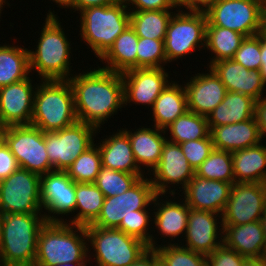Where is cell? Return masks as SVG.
Masks as SVG:
<instances>
[{
  "instance_id": "6da1fadb",
  "label": "cell",
  "mask_w": 266,
  "mask_h": 266,
  "mask_svg": "<svg viewBox=\"0 0 266 266\" xmlns=\"http://www.w3.org/2000/svg\"><path fill=\"white\" fill-rule=\"evenodd\" d=\"M86 72V73H85ZM72 75L77 120L100 129L105 121L124 107L122 73L100 68ZM103 123V124H102Z\"/></svg>"
},
{
  "instance_id": "7a4b0ae2",
  "label": "cell",
  "mask_w": 266,
  "mask_h": 266,
  "mask_svg": "<svg viewBox=\"0 0 266 266\" xmlns=\"http://www.w3.org/2000/svg\"><path fill=\"white\" fill-rule=\"evenodd\" d=\"M86 239L85 226L68 222H46L38 236L34 266L90 263L92 256L88 255L90 247Z\"/></svg>"
},
{
  "instance_id": "3957f363",
  "label": "cell",
  "mask_w": 266,
  "mask_h": 266,
  "mask_svg": "<svg viewBox=\"0 0 266 266\" xmlns=\"http://www.w3.org/2000/svg\"><path fill=\"white\" fill-rule=\"evenodd\" d=\"M56 16L48 10L35 51L28 50L30 72L35 69L41 80H69L73 75L70 74L71 41Z\"/></svg>"
},
{
  "instance_id": "277c9868",
  "label": "cell",
  "mask_w": 266,
  "mask_h": 266,
  "mask_svg": "<svg viewBox=\"0 0 266 266\" xmlns=\"http://www.w3.org/2000/svg\"><path fill=\"white\" fill-rule=\"evenodd\" d=\"M44 214L5 213L0 229V266H34Z\"/></svg>"
},
{
  "instance_id": "5b68a950",
  "label": "cell",
  "mask_w": 266,
  "mask_h": 266,
  "mask_svg": "<svg viewBox=\"0 0 266 266\" xmlns=\"http://www.w3.org/2000/svg\"><path fill=\"white\" fill-rule=\"evenodd\" d=\"M34 95L31 125L55 132L75 124L74 92L69 80H41Z\"/></svg>"
},
{
  "instance_id": "8992f818",
  "label": "cell",
  "mask_w": 266,
  "mask_h": 266,
  "mask_svg": "<svg viewBox=\"0 0 266 266\" xmlns=\"http://www.w3.org/2000/svg\"><path fill=\"white\" fill-rule=\"evenodd\" d=\"M124 0L113 5L89 7L80 16V35L96 57L100 58L115 39L130 25V11Z\"/></svg>"
},
{
  "instance_id": "52a82bcc",
  "label": "cell",
  "mask_w": 266,
  "mask_h": 266,
  "mask_svg": "<svg viewBox=\"0 0 266 266\" xmlns=\"http://www.w3.org/2000/svg\"><path fill=\"white\" fill-rule=\"evenodd\" d=\"M85 228L97 266H130L149 249L143 241L117 228Z\"/></svg>"
},
{
  "instance_id": "ba28073f",
  "label": "cell",
  "mask_w": 266,
  "mask_h": 266,
  "mask_svg": "<svg viewBox=\"0 0 266 266\" xmlns=\"http://www.w3.org/2000/svg\"><path fill=\"white\" fill-rule=\"evenodd\" d=\"M205 14L207 26L228 28L251 37L263 31L266 0H218Z\"/></svg>"
},
{
  "instance_id": "9c48e42d",
  "label": "cell",
  "mask_w": 266,
  "mask_h": 266,
  "mask_svg": "<svg viewBox=\"0 0 266 266\" xmlns=\"http://www.w3.org/2000/svg\"><path fill=\"white\" fill-rule=\"evenodd\" d=\"M176 12L169 20L166 37L164 39V50L167 63L176 61L191 52L205 50L207 18L205 12L180 11Z\"/></svg>"
},
{
  "instance_id": "30bf717a",
  "label": "cell",
  "mask_w": 266,
  "mask_h": 266,
  "mask_svg": "<svg viewBox=\"0 0 266 266\" xmlns=\"http://www.w3.org/2000/svg\"><path fill=\"white\" fill-rule=\"evenodd\" d=\"M100 130L77 121L75 124L55 132H44L45 146L54 171H66L74 161L94 144Z\"/></svg>"
},
{
  "instance_id": "8fae6325",
  "label": "cell",
  "mask_w": 266,
  "mask_h": 266,
  "mask_svg": "<svg viewBox=\"0 0 266 266\" xmlns=\"http://www.w3.org/2000/svg\"><path fill=\"white\" fill-rule=\"evenodd\" d=\"M5 144L15 156L20 168L39 176L54 171L41 129L31 124L7 126Z\"/></svg>"
},
{
  "instance_id": "7c38bea8",
  "label": "cell",
  "mask_w": 266,
  "mask_h": 266,
  "mask_svg": "<svg viewBox=\"0 0 266 266\" xmlns=\"http://www.w3.org/2000/svg\"><path fill=\"white\" fill-rule=\"evenodd\" d=\"M41 176L18 168L0 181V208L2 212L41 214Z\"/></svg>"
},
{
  "instance_id": "4fadbf2b",
  "label": "cell",
  "mask_w": 266,
  "mask_h": 266,
  "mask_svg": "<svg viewBox=\"0 0 266 266\" xmlns=\"http://www.w3.org/2000/svg\"><path fill=\"white\" fill-rule=\"evenodd\" d=\"M156 191L150 178L141 177L133 186L120 195L106 197L98 218L91 224L102 228H118L121 221L137 210H146L152 205Z\"/></svg>"
},
{
  "instance_id": "5bb4252c",
  "label": "cell",
  "mask_w": 266,
  "mask_h": 266,
  "mask_svg": "<svg viewBox=\"0 0 266 266\" xmlns=\"http://www.w3.org/2000/svg\"><path fill=\"white\" fill-rule=\"evenodd\" d=\"M266 204V183H234L222 213V225L260 221Z\"/></svg>"
},
{
  "instance_id": "9a60e30c",
  "label": "cell",
  "mask_w": 266,
  "mask_h": 266,
  "mask_svg": "<svg viewBox=\"0 0 266 266\" xmlns=\"http://www.w3.org/2000/svg\"><path fill=\"white\" fill-rule=\"evenodd\" d=\"M154 178H150L157 194L165 196L168 190L169 194L175 199V191L170 189L169 185L180 184L182 190L188 185L194 177L195 171L190 166L188 159L184 156L181 146L169 141L168 137L162 147L161 159L158 165L153 169ZM169 184V185H168ZM169 188V189H168Z\"/></svg>"
},
{
  "instance_id": "2e32d148",
  "label": "cell",
  "mask_w": 266,
  "mask_h": 266,
  "mask_svg": "<svg viewBox=\"0 0 266 266\" xmlns=\"http://www.w3.org/2000/svg\"><path fill=\"white\" fill-rule=\"evenodd\" d=\"M40 191L42 210L44 208L48 212H44L47 222H66L62 217L58 218V215L67 216L75 212V182L65 171H52L42 175Z\"/></svg>"
},
{
  "instance_id": "e0dca14e",
  "label": "cell",
  "mask_w": 266,
  "mask_h": 266,
  "mask_svg": "<svg viewBox=\"0 0 266 266\" xmlns=\"http://www.w3.org/2000/svg\"><path fill=\"white\" fill-rule=\"evenodd\" d=\"M164 68H135L122 73L124 106L135 103L153 106L155 100L170 83Z\"/></svg>"
},
{
  "instance_id": "ac0fdd59",
  "label": "cell",
  "mask_w": 266,
  "mask_h": 266,
  "mask_svg": "<svg viewBox=\"0 0 266 266\" xmlns=\"http://www.w3.org/2000/svg\"><path fill=\"white\" fill-rule=\"evenodd\" d=\"M218 218H221L220 223L218 222ZM217 224H219V226ZM222 224V215L211 211L195 210L190 208L187 229L185 236H183L185 237L183 240L186 239V244L184 245L183 242L182 246L206 256L211 254L215 249L223 244Z\"/></svg>"
},
{
  "instance_id": "d6986e66",
  "label": "cell",
  "mask_w": 266,
  "mask_h": 266,
  "mask_svg": "<svg viewBox=\"0 0 266 266\" xmlns=\"http://www.w3.org/2000/svg\"><path fill=\"white\" fill-rule=\"evenodd\" d=\"M30 77L0 87V125H30L37 85ZM34 87V88H33Z\"/></svg>"
},
{
  "instance_id": "ffe728a7",
  "label": "cell",
  "mask_w": 266,
  "mask_h": 266,
  "mask_svg": "<svg viewBox=\"0 0 266 266\" xmlns=\"http://www.w3.org/2000/svg\"><path fill=\"white\" fill-rule=\"evenodd\" d=\"M232 184L206 179L196 173L183 189V200L189 208L222 215L230 196Z\"/></svg>"
},
{
  "instance_id": "44dd1931",
  "label": "cell",
  "mask_w": 266,
  "mask_h": 266,
  "mask_svg": "<svg viewBox=\"0 0 266 266\" xmlns=\"http://www.w3.org/2000/svg\"><path fill=\"white\" fill-rule=\"evenodd\" d=\"M189 81L184 84L188 111L207 116L226 95V87L210 67L208 73H197Z\"/></svg>"
},
{
  "instance_id": "7402d4cb",
  "label": "cell",
  "mask_w": 266,
  "mask_h": 266,
  "mask_svg": "<svg viewBox=\"0 0 266 266\" xmlns=\"http://www.w3.org/2000/svg\"><path fill=\"white\" fill-rule=\"evenodd\" d=\"M210 68L220 78L227 91L251 96L256 101L263 98L266 84L260 70H248L233 59L219 60Z\"/></svg>"
},
{
  "instance_id": "603a6c76",
  "label": "cell",
  "mask_w": 266,
  "mask_h": 266,
  "mask_svg": "<svg viewBox=\"0 0 266 266\" xmlns=\"http://www.w3.org/2000/svg\"><path fill=\"white\" fill-rule=\"evenodd\" d=\"M215 149L234 152L263 141L256 117L243 122L215 126L210 131Z\"/></svg>"
},
{
  "instance_id": "cb8c5ba5",
  "label": "cell",
  "mask_w": 266,
  "mask_h": 266,
  "mask_svg": "<svg viewBox=\"0 0 266 266\" xmlns=\"http://www.w3.org/2000/svg\"><path fill=\"white\" fill-rule=\"evenodd\" d=\"M223 244L246 258L266 257V244L260 221L223 225Z\"/></svg>"
},
{
  "instance_id": "d4e9b609",
  "label": "cell",
  "mask_w": 266,
  "mask_h": 266,
  "mask_svg": "<svg viewBox=\"0 0 266 266\" xmlns=\"http://www.w3.org/2000/svg\"><path fill=\"white\" fill-rule=\"evenodd\" d=\"M101 142L98 148L103 167L130 174H144L135 161L130 139L122 129Z\"/></svg>"
},
{
  "instance_id": "484cf974",
  "label": "cell",
  "mask_w": 266,
  "mask_h": 266,
  "mask_svg": "<svg viewBox=\"0 0 266 266\" xmlns=\"http://www.w3.org/2000/svg\"><path fill=\"white\" fill-rule=\"evenodd\" d=\"M122 129L129 137L135 161L142 170L144 166L150 172L158 165L161 159L162 147L167 139L165 130L154 126L153 129L142 127L132 133L131 130ZM131 131V132H130ZM163 133V135H162ZM150 167V168H149Z\"/></svg>"
},
{
  "instance_id": "4316f807",
  "label": "cell",
  "mask_w": 266,
  "mask_h": 266,
  "mask_svg": "<svg viewBox=\"0 0 266 266\" xmlns=\"http://www.w3.org/2000/svg\"><path fill=\"white\" fill-rule=\"evenodd\" d=\"M162 194H156L153 205L156 207L153 212L154 216L152 219L154 226L157 228V232L163 235V237H170L173 240L179 238V236H185L188 222L189 206L185 201H160ZM184 202V203H183ZM183 234V235H181Z\"/></svg>"
},
{
  "instance_id": "83f0119b",
  "label": "cell",
  "mask_w": 266,
  "mask_h": 266,
  "mask_svg": "<svg viewBox=\"0 0 266 266\" xmlns=\"http://www.w3.org/2000/svg\"><path fill=\"white\" fill-rule=\"evenodd\" d=\"M255 104L256 100L251 96L227 91L223 101L206 116L210 130L255 117Z\"/></svg>"
},
{
  "instance_id": "f1b7e54d",
  "label": "cell",
  "mask_w": 266,
  "mask_h": 266,
  "mask_svg": "<svg viewBox=\"0 0 266 266\" xmlns=\"http://www.w3.org/2000/svg\"><path fill=\"white\" fill-rule=\"evenodd\" d=\"M236 183H266V144L232 152Z\"/></svg>"
},
{
  "instance_id": "f546056e",
  "label": "cell",
  "mask_w": 266,
  "mask_h": 266,
  "mask_svg": "<svg viewBox=\"0 0 266 266\" xmlns=\"http://www.w3.org/2000/svg\"><path fill=\"white\" fill-rule=\"evenodd\" d=\"M154 126L165 129L188 111L184 85L171 81L155 100L152 110Z\"/></svg>"
},
{
  "instance_id": "4dcf8cb0",
  "label": "cell",
  "mask_w": 266,
  "mask_h": 266,
  "mask_svg": "<svg viewBox=\"0 0 266 266\" xmlns=\"http://www.w3.org/2000/svg\"><path fill=\"white\" fill-rule=\"evenodd\" d=\"M139 37L129 25L114 41V44L100 58L106 64L102 69L123 73L137 68V45ZM107 62V63H106Z\"/></svg>"
},
{
  "instance_id": "1f68e13d",
  "label": "cell",
  "mask_w": 266,
  "mask_h": 266,
  "mask_svg": "<svg viewBox=\"0 0 266 266\" xmlns=\"http://www.w3.org/2000/svg\"><path fill=\"white\" fill-rule=\"evenodd\" d=\"M29 76L28 49L0 44V87L20 82Z\"/></svg>"
},
{
  "instance_id": "d6a6232c",
  "label": "cell",
  "mask_w": 266,
  "mask_h": 266,
  "mask_svg": "<svg viewBox=\"0 0 266 266\" xmlns=\"http://www.w3.org/2000/svg\"><path fill=\"white\" fill-rule=\"evenodd\" d=\"M75 212L70 224L91 225L99 216L105 196L94 183H75Z\"/></svg>"
},
{
  "instance_id": "836d02e7",
  "label": "cell",
  "mask_w": 266,
  "mask_h": 266,
  "mask_svg": "<svg viewBox=\"0 0 266 266\" xmlns=\"http://www.w3.org/2000/svg\"><path fill=\"white\" fill-rule=\"evenodd\" d=\"M172 10L130 11V26L138 37L164 40Z\"/></svg>"
},
{
  "instance_id": "e575fe53",
  "label": "cell",
  "mask_w": 266,
  "mask_h": 266,
  "mask_svg": "<svg viewBox=\"0 0 266 266\" xmlns=\"http://www.w3.org/2000/svg\"><path fill=\"white\" fill-rule=\"evenodd\" d=\"M244 39L243 34L228 28L207 26L205 48L215 54L208 66L219 60L232 59Z\"/></svg>"
},
{
  "instance_id": "d590c367",
  "label": "cell",
  "mask_w": 266,
  "mask_h": 266,
  "mask_svg": "<svg viewBox=\"0 0 266 266\" xmlns=\"http://www.w3.org/2000/svg\"><path fill=\"white\" fill-rule=\"evenodd\" d=\"M170 132L169 141L180 144L186 141L206 138L210 135L207 117L187 111L165 129Z\"/></svg>"
},
{
  "instance_id": "8d00e7d4",
  "label": "cell",
  "mask_w": 266,
  "mask_h": 266,
  "mask_svg": "<svg viewBox=\"0 0 266 266\" xmlns=\"http://www.w3.org/2000/svg\"><path fill=\"white\" fill-rule=\"evenodd\" d=\"M195 173L206 179L234 184L232 152L214 148Z\"/></svg>"
},
{
  "instance_id": "74e56055",
  "label": "cell",
  "mask_w": 266,
  "mask_h": 266,
  "mask_svg": "<svg viewBox=\"0 0 266 266\" xmlns=\"http://www.w3.org/2000/svg\"><path fill=\"white\" fill-rule=\"evenodd\" d=\"M102 167L98 145L93 144L66 169L75 183H94Z\"/></svg>"
},
{
  "instance_id": "f35d334b",
  "label": "cell",
  "mask_w": 266,
  "mask_h": 266,
  "mask_svg": "<svg viewBox=\"0 0 266 266\" xmlns=\"http://www.w3.org/2000/svg\"><path fill=\"white\" fill-rule=\"evenodd\" d=\"M182 244L171 243L155 248L162 266H207V256L194 252Z\"/></svg>"
},
{
  "instance_id": "ab89813d",
  "label": "cell",
  "mask_w": 266,
  "mask_h": 266,
  "mask_svg": "<svg viewBox=\"0 0 266 266\" xmlns=\"http://www.w3.org/2000/svg\"><path fill=\"white\" fill-rule=\"evenodd\" d=\"M141 177H144V174H130L102 166L94 184L106 198L124 193Z\"/></svg>"
},
{
  "instance_id": "60d3db41",
  "label": "cell",
  "mask_w": 266,
  "mask_h": 266,
  "mask_svg": "<svg viewBox=\"0 0 266 266\" xmlns=\"http://www.w3.org/2000/svg\"><path fill=\"white\" fill-rule=\"evenodd\" d=\"M166 64L164 40L139 37L137 68H165Z\"/></svg>"
},
{
  "instance_id": "b9f144b4",
  "label": "cell",
  "mask_w": 266,
  "mask_h": 266,
  "mask_svg": "<svg viewBox=\"0 0 266 266\" xmlns=\"http://www.w3.org/2000/svg\"><path fill=\"white\" fill-rule=\"evenodd\" d=\"M150 215L148 210H137V214H131L126 219H123L117 229L123 231L129 236L135 237L148 245L149 249L159 247L153 239V234H149ZM157 245V246H156Z\"/></svg>"
},
{
  "instance_id": "7bdbcfd3",
  "label": "cell",
  "mask_w": 266,
  "mask_h": 266,
  "mask_svg": "<svg viewBox=\"0 0 266 266\" xmlns=\"http://www.w3.org/2000/svg\"><path fill=\"white\" fill-rule=\"evenodd\" d=\"M261 34L245 37L232 58L248 70L261 69Z\"/></svg>"
},
{
  "instance_id": "ee69618b",
  "label": "cell",
  "mask_w": 266,
  "mask_h": 266,
  "mask_svg": "<svg viewBox=\"0 0 266 266\" xmlns=\"http://www.w3.org/2000/svg\"><path fill=\"white\" fill-rule=\"evenodd\" d=\"M179 145L194 171L208 158L214 149L211 134L206 138L186 141Z\"/></svg>"
},
{
  "instance_id": "f6af8a7d",
  "label": "cell",
  "mask_w": 266,
  "mask_h": 266,
  "mask_svg": "<svg viewBox=\"0 0 266 266\" xmlns=\"http://www.w3.org/2000/svg\"><path fill=\"white\" fill-rule=\"evenodd\" d=\"M246 257L221 244L207 255V266H241Z\"/></svg>"
},
{
  "instance_id": "bcb514c9",
  "label": "cell",
  "mask_w": 266,
  "mask_h": 266,
  "mask_svg": "<svg viewBox=\"0 0 266 266\" xmlns=\"http://www.w3.org/2000/svg\"><path fill=\"white\" fill-rule=\"evenodd\" d=\"M130 11H148V10H173L178 9V3L175 0H124ZM130 4V5H129ZM136 8H134V7Z\"/></svg>"
},
{
  "instance_id": "7dc6e473",
  "label": "cell",
  "mask_w": 266,
  "mask_h": 266,
  "mask_svg": "<svg viewBox=\"0 0 266 266\" xmlns=\"http://www.w3.org/2000/svg\"><path fill=\"white\" fill-rule=\"evenodd\" d=\"M19 168L15 156L6 144L0 147V181L7 178Z\"/></svg>"
},
{
  "instance_id": "c3c4849f",
  "label": "cell",
  "mask_w": 266,
  "mask_h": 266,
  "mask_svg": "<svg viewBox=\"0 0 266 266\" xmlns=\"http://www.w3.org/2000/svg\"><path fill=\"white\" fill-rule=\"evenodd\" d=\"M255 117L262 138L266 136V95L255 104Z\"/></svg>"
},
{
  "instance_id": "681fc988",
  "label": "cell",
  "mask_w": 266,
  "mask_h": 266,
  "mask_svg": "<svg viewBox=\"0 0 266 266\" xmlns=\"http://www.w3.org/2000/svg\"><path fill=\"white\" fill-rule=\"evenodd\" d=\"M218 0H181L178 6L186 8L188 11L205 12L209 7L214 5Z\"/></svg>"
},
{
  "instance_id": "f907efd6",
  "label": "cell",
  "mask_w": 266,
  "mask_h": 266,
  "mask_svg": "<svg viewBox=\"0 0 266 266\" xmlns=\"http://www.w3.org/2000/svg\"><path fill=\"white\" fill-rule=\"evenodd\" d=\"M130 266H161V262L155 249H148Z\"/></svg>"
},
{
  "instance_id": "816d5d0a",
  "label": "cell",
  "mask_w": 266,
  "mask_h": 266,
  "mask_svg": "<svg viewBox=\"0 0 266 266\" xmlns=\"http://www.w3.org/2000/svg\"><path fill=\"white\" fill-rule=\"evenodd\" d=\"M117 1L119 0H74V10L81 12L89 7L113 5Z\"/></svg>"
},
{
  "instance_id": "f5cc1de1",
  "label": "cell",
  "mask_w": 266,
  "mask_h": 266,
  "mask_svg": "<svg viewBox=\"0 0 266 266\" xmlns=\"http://www.w3.org/2000/svg\"><path fill=\"white\" fill-rule=\"evenodd\" d=\"M261 69L262 78L266 84V37L261 33Z\"/></svg>"
},
{
  "instance_id": "db71d44e",
  "label": "cell",
  "mask_w": 266,
  "mask_h": 266,
  "mask_svg": "<svg viewBox=\"0 0 266 266\" xmlns=\"http://www.w3.org/2000/svg\"><path fill=\"white\" fill-rule=\"evenodd\" d=\"M241 266H266V257L246 258Z\"/></svg>"
},
{
  "instance_id": "11a10c76",
  "label": "cell",
  "mask_w": 266,
  "mask_h": 266,
  "mask_svg": "<svg viewBox=\"0 0 266 266\" xmlns=\"http://www.w3.org/2000/svg\"><path fill=\"white\" fill-rule=\"evenodd\" d=\"M52 1L55 2L57 5H59L58 7L62 6L61 8L65 7V8H70V10L72 9L74 10V0H52Z\"/></svg>"
},
{
  "instance_id": "9f6ffc18",
  "label": "cell",
  "mask_w": 266,
  "mask_h": 266,
  "mask_svg": "<svg viewBox=\"0 0 266 266\" xmlns=\"http://www.w3.org/2000/svg\"><path fill=\"white\" fill-rule=\"evenodd\" d=\"M260 222H261V225H262L264 241H265V244H266V204L264 206V211H263L262 216L260 218Z\"/></svg>"
},
{
  "instance_id": "6f0895ef",
  "label": "cell",
  "mask_w": 266,
  "mask_h": 266,
  "mask_svg": "<svg viewBox=\"0 0 266 266\" xmlns=\"http://www.w3.org/2000/svg\"><path fill=\"white\" fill-rule=\"evenodd\" d=\"M7 126L0 125V147L5 144Z\"/></svg>"
},
{
  "instance_id": "680465c9",
  "label": "cell",
  "mask_w": 266,
  "mask_h": 266,
  "mask_svg": "<svg viewBox=\"0 0 266 266\" xmlns=\"http://www.w3.org/2000/svg\"><path fill=\"white\" fill-rule=\"evenodd\" d=\"M56 266H87V263H63Z\"/></svg>"
},
{
  "instance_id": "91938a15",
  "label": "cell",
  "mask_w": 266,
  "mask_h": 266,
  "mask_svg": "<svg viewBox=\"0 0 266 266\" xmlns=\"http://www.w3.org/2000/svg\"><path fill=\"white\" fill-rule=\"evenodd\" d=\"M262 34L266 37V16H265V19H264V22H263V31H262Z\"/></svg>"
},
{
  "instance_id": "94428289",
  "label": "cell",
  "mask_w": 266,
  "mask_h": 266,
  "mask_svg": "<svg viewBox=\"0 0 266 266\" xmlns=\"http://www.w3.org/2000/svg\"><path fill=\"white\" fill-rule=\"evenodd\" d=\"M3 216H4V213L2 212V209L0 208V229H1L2 221H3Z\"/></svg>"
},
{
  "instance_id": "6125c7cd",
  "label": "cell",
  "mask_w": 266,
  "mask_h": 266,
  "mask_svg": "<svg viewBox=\"0 0 266 266\" xmlns=\"http://www.w3.org/2000/svg\"><path fill=\"white\" fill-rule=\"evenodd\" d=\"M3 5H5V4H3V3L0 1V13H1V11H2ZM0 16H1V14H0Z\"/></svg>"
},
{
  "instance_id": "be15d7a7",
  "label": "cell",
  "mask_w": 266,
  "mask_h": 266,
  "mask_svg": "<svg viewBox=\"0 0 266 266\" xmlns=\"http://www.w3.org/2000/svg\"><path fill=\"white\" fill-rule=\"evenodd\" d=\"M3 4H6L7 1L6 0H0Z\"/></svg>"
}]
</instances>
